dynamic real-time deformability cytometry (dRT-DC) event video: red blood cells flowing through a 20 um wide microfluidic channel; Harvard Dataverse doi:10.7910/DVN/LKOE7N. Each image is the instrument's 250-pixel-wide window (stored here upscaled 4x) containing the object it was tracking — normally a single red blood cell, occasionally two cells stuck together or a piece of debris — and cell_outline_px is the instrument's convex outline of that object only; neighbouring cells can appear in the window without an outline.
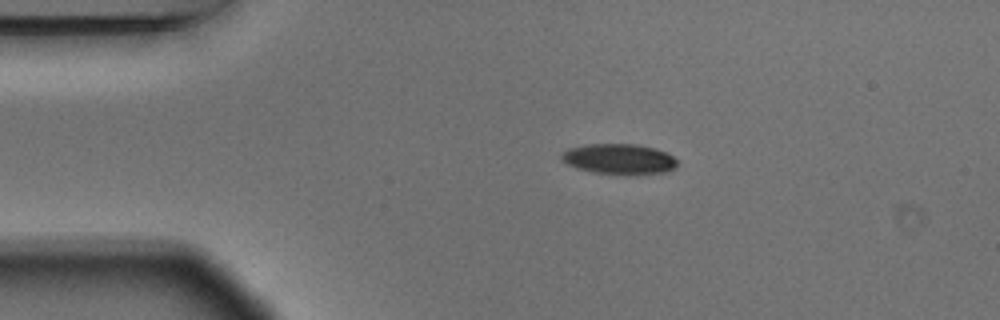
{"species": "Egyptian fruit bat (a non-hibernating species)", "species_latin": "Rousettus aegyptiacus", "temperature_condition": "warm", "stored_images_in_passage": 6, "camera_frame_rate_fps": 3000, "um_per_image_px": 0.085, "animal": {"sex": "male"}, "frame": {"image": 1, "passage_image": 2, "time_ms": 0.333, "image_size_px": [1000, 320], "cell_outline_px": [[680, 164], [676, 168], [668, 172], [592, 172], [576, 168], [560, 160], [560, 152], [568, 148], [584, 144], [636, 144], [656, 148], [672, 156]], "centroid_in_image_um": [52.57, 13.47], "position_along_channel_um": 32.4, "area_um2": 20.11}}
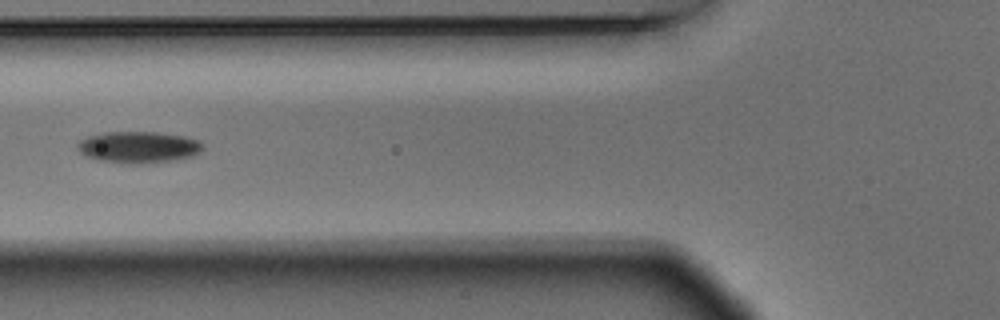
{"frame": {"image": 2, "passage_image": 4, "time_ms": 1.0, "image_size_px": [1000, 320], "cell_outline_px": [[204, 148], [200, 152], [192, 156], [168, 160], [140, 164], [128, 164], [96, 160], [84, 156], [76, 148], [76, 144], [80, 140], [88, 136], [104, 132], [160, 132], [184, 136], [200, 140], [204, 144]], "centroid_in_image_um": [11.74, 12.5], "position_along_channel_um": 114.1, "area_um2": 23.29}}
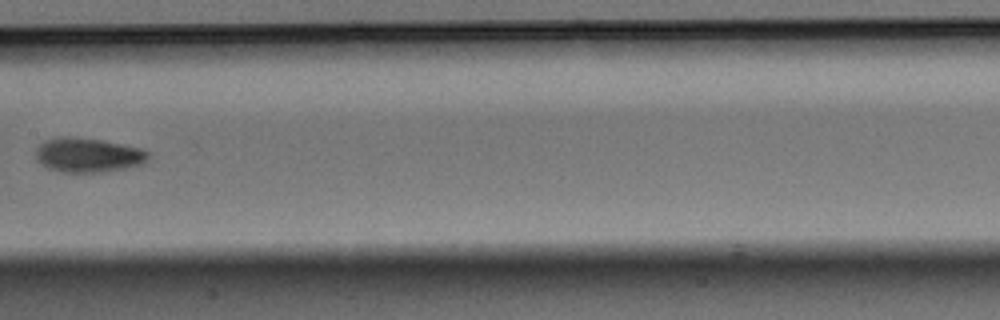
{"frame": {"image": 3, "passage_image": 6, "time_ms": 1.667, "image_size_px": [1000, 320], "cell_outline_px": [[152, 156], [144, 164], [124, 168], [100, 172], [64, 172], [48, 168], [36, 160], [36, 148], [40, 144], [48, 140], [64, 136], [100, 140], [140, 148], [148, 152]], "centroid_in_image_um": [7.51, 13.19], "position_along_channel_um": 199.9, "area_um2": 22.31}}